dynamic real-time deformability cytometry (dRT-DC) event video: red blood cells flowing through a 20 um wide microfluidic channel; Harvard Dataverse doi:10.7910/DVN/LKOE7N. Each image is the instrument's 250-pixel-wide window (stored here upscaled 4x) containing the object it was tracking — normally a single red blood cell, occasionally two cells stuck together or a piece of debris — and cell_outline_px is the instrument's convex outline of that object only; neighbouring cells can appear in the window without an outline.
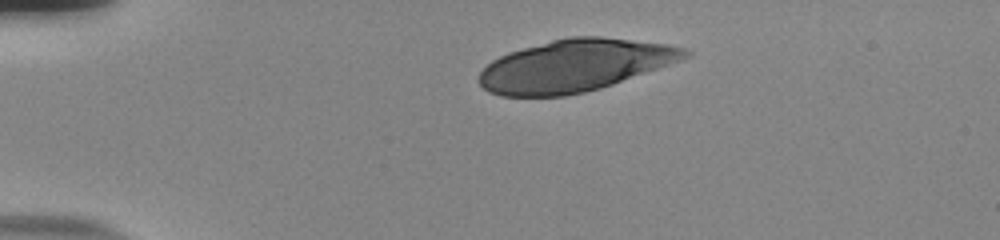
{"species": "human", "species_latin": "Homo sapiens", "temperature_condition": "room temperature", "stored_images_in_passage": 36, "camera_frame_rate_fps": 3000, "um_per_image_px": 0.085, "donor": {"sex": "male"}, "frame": {"image": 1, "passage_image": 1, "time_ms": 0.0, "image_size_px": [1000, 240], "cell_outline_px": [[692, 56], [612, 84], [600, 88], [584, 92], [564, 96], [500, 96], [488, 92], [476, 80], [480, 72], [492, 60], [508, 52], [552, 40], [572, 36], [600, 36], [668, 44], [684, 48], [692, 52]], "centroid_in_image_um": [48.83, 5.57], "position_along_channel_um": 36.2, "area_um2": 62.25}}